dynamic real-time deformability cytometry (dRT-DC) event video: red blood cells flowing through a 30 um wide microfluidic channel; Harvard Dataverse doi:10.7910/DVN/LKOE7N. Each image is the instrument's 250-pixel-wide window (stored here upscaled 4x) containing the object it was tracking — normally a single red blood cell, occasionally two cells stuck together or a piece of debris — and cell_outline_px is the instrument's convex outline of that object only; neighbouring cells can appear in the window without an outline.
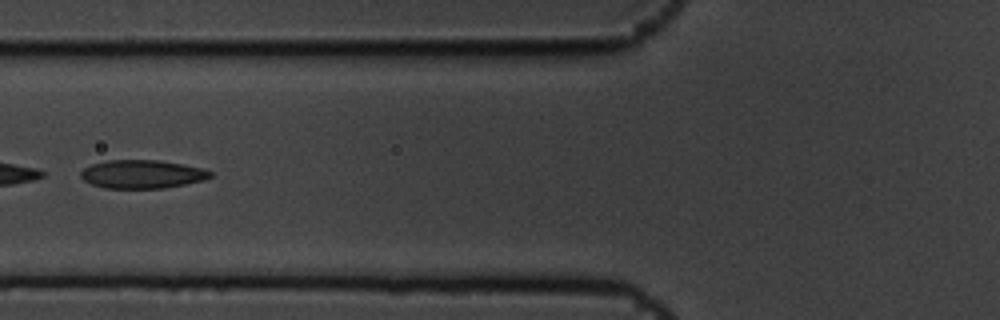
{"species": "common noctule bat (a hibernating species)", "species_latin": "Nyctalus noctula", "temperature_condition": "cold", "stored_images_in_passage": 10, "camera_frame_rate_fps": 3000, "um_per_image_px": 0.085, "animal": {"sex": "male", "body_mass_g": 19.5, "forearm_length_mm": 54.6}, "frame": {"image": 1, "passage_image": 7, "time_ms": 2.0, "image_size_px": [1000, 320], "cell_outline_px": [[212, 176], [204, 180], [164, 188], [104, 188], [92, 184], [84, 180], [80, 176], [80, 172], [84, 168], [92, 164], [108, 160], [160, 160], [184, 164], [200, 168], [212, 172]], "centroid_in_image_um": [12.07, 14.8], "position_along_channel_um": 113.7, "area_um2": 21.39}}
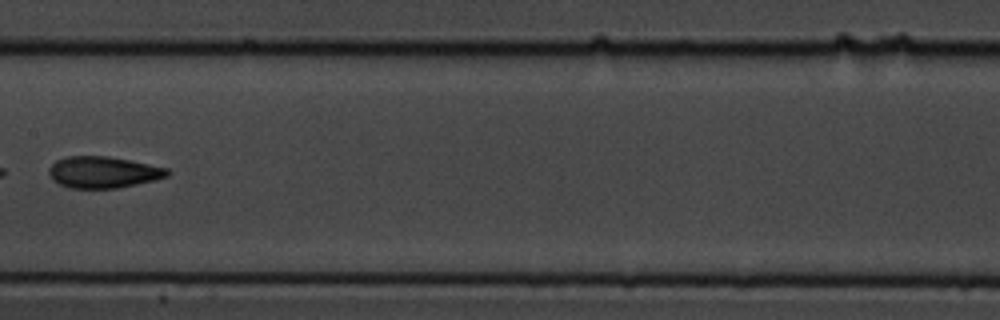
{"frame": {"image": 2, "passage_image": 9, "time_ms": 2.667, "image_size_px": [1000, 320], "cell_outline_px": [[172, 172], [168, 176], [136, 184], [116, 188], [68, 188], [52, 180], [48, 172], [48, 168], [56, 160], [68, 156], [108, 156], [168, 168]], "centroid_in_image_um": [8.74, 14.63], "position_along_channel_um": 198.7, "area_um2": 21.68}}
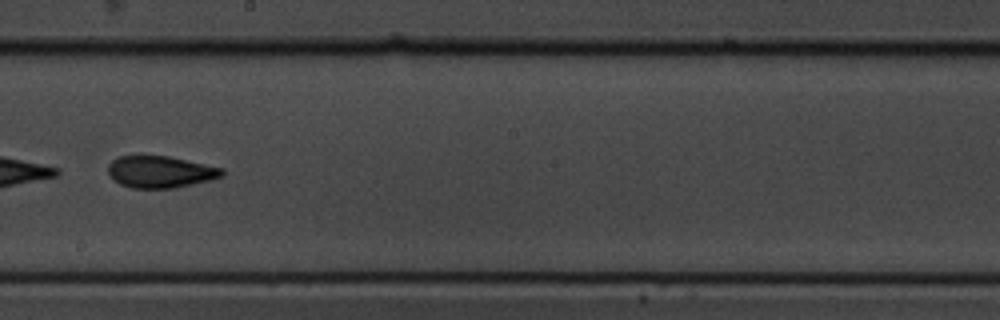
{"frame": {"image": 3, "passage_image": 10, "time_ms": 3.0, "image_size_px": [1000, 320], "cell_outline_px": [[224, 176], [176, 188], [132, 188], [120, 184], [112, 180], [108, 172], [108, 164], [112, 160], [120, 156], [168, 156], [224, 168]], "centroid_in_image_um": [13.62, 14.61], "position_along_channel_um": 234.6, "area_um2": 21.15}}